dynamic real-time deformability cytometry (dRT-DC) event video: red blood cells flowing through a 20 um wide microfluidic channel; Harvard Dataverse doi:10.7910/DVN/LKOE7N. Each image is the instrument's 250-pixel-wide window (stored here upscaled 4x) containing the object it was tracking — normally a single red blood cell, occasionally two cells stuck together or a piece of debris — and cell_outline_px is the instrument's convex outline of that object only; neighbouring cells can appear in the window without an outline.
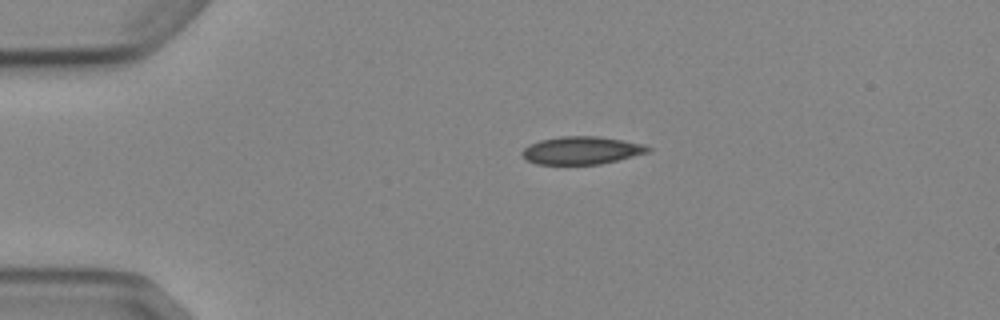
{"species": "Egyptian fruit bat (a non-hibernating species)", "species_latin": "Rousettus aegyptiacus", "temperature_condition": "cold", "stored_images_in_passage": 2, "camera_frame_rate_fps": 3000, "um_per_image_px": 0.085, "animal": {"sex": "female"}, "frame": {"image": 1, "passage_image": 1, "time_ms": 0.0, "image_size_px": [1000, 320], "cell_outline_px": [[652, 148], [648, 152], [600, 164], [536, 164], [524, 160], [520, 152], [524, 148], [540, 140], [560, 136], [600, 136], [624, 140], [644, 144]], "centroid_in_image_um": [49.4, 12.78], "position_along_channel_um": 35.6, "area_um2": 20.4}}